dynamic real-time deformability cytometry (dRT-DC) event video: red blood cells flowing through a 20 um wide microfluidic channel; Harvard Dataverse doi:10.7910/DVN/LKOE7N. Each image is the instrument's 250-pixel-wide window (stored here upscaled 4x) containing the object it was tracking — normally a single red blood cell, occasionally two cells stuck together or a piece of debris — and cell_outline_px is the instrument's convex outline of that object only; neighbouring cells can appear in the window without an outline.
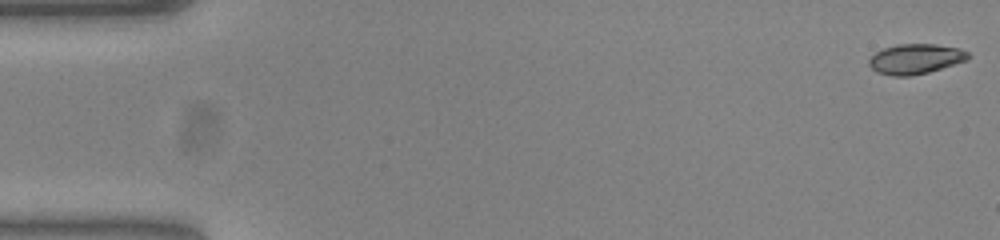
{"species": "common noctule bat (a hibernating species)", "species_latin": "Nyctalus noctula", "temperature_condition": "warm", "stored_images_in_passage": 6, "camera_frame_rate_fps": 3000, "um_per_image_px": 0.085, "animal": {"sex": "female", "body_mass_g": 23.0, "forearm_length_mm": 53.4}, "frame": {"image": 1, "passage_image": 1, "time_ms": 0.0, "image_size_px": [1000, 240], "cell_outline_px": [[968, 60], [928, 72], [912, 76], [892, 76], [876, 72], [868, 64], [868, 60], [876, 52], [884, 48], [900, 44], [936, 44], [960, 48], [968, 52]], "centroid_in_image_um": [77.81, 5.01], "position_along_channel_um": 7.2, "area_um2": 17.34}}